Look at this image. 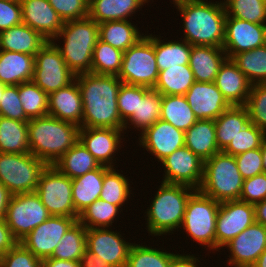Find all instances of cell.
Returning a JSON list of instances; mask_svg holds the SVG:
<instances>
[{
  "mask_svg": "<svg viewBox=\"0 0 266 267\" xmlns=\"http://www.w3.org/2000/svg\"><path fill=\"white\" fill-rule=\"evenodd\" d=\"M75 79L82 96L81 127L124 129L117 106V94L123 83L118 76L84 73Z\"/></svg>",
  "mask_w": 266,
  "mask_h": 267,
  "instance_id": "1",
  "label": "cell"
},
{
  "mask_svg": "<svg viewBox=\"0 0 266 267\" xmlns=\"http://www.w3.org/2000/svg\"><path fill=\"white\" fill-rule=\"evenodd\" d=\"M173 7L183 19V40L192 46L223 47L226 21L223 0H185Z\"/></svg>",
  "mask_w": 266,
  "mask_h": 267,
  "instance_id": "2",
  "label": "cell"
},
{
  "mask_svg": "<svg viewBox=\"0 0 266 267\" xmlns=\"http://www.w3.org/2000/svg\"><path fill=\"white\" fill-rule=\"evenodd\" d=\"M80 126L51 115L28 121L29 149L46 165L56 161L79 141Z\"/></svg>",
  "mask_w": 266,
  "mask_h": 267,
  "instance_id": "3",
  "label": "cell"
},
{
  "mask_svg": "<svg viewBox=\"0 0 266 267\" xmlns=\"http://www.w3.org/2000/svg\"><path fill=\"white\" fill-rule=\"evenodd\" d=\"M154 198L146 211L145 229L149 236L171 235L179 231L185 214V208L190 195L196 190L183 184L163 183L158 187Z\"/></svg>",
  "mask_w": 266,
  "mask_h": 267,
  "instance_id": "4",
  "label": "cell"
},
{
  "mask_svg": "<svg viewBox=\"0 0 266 267\" xmlns=\"http://www.w3.org/2000/svg\"><path fill=\"white\" fill-rule=\"evenodd\" d=\"M98 39L99 25L88 16L64 22L52 42L59 49L67 67L75 75H79L91 73L93 49ZM57 41L62 42V45Z\"/></svg>",
  "mask_w": 266,
  "mask_h": 267,
  "instance_id": "5",
  "label": "cell"
},
{
  "mask_svg": "<svg viewBox=\"0 0 266 267\" xmlns=\"http://www.w3.org/2000/svg\"><path fill=\"white\" fill-rule=\"evenodd\" d=\"M243 182L235 157L219 151L204 161L198 190L219 203L239 200Z\"/></svg>",
  "mask_w": 266,
  "mask_h": 267,
  "instance_id": "6",
  "label": "cell"
},
{
  "mask_svg": "<svg viewBox=\"0 0 266 267\" xmlns=\"http://www.w3.org/2000/svg\"><path fill=\"white\" fill-rule=\"evenodd\" d=\"M220 203L196 189L189 197L180 227L189 239L213 253L216 250V216Z\"/></svg>",
  "mask_w": 266,
  "mask_h": 267,
  "instance_id": "7",
  "label": "cell"
},
{
  "mask_svg": "<svg viewBox=\"0 0 266 267\" xmlns=\"http://www.w3.org/2000/svg\"><path fill=\"white\" fill-rule=\"evenodd\" d=\"M153 34H145L136 44L123 53L122 67L118 78L128 85L153 89L158 79Z\"/></svg>",
  "mask_w": 266,
  "mask_h": 267,
  "instance_id": "8",
  "label": "cell"
},
{
  "mask_svg": "<svg viewBox=\"0 0 266 267\" xmlns=\"http://www.w3.org/2000/svg\"><path fill=\"white\" fill-rule=\"evenodd\" d=\"M47 165L32 153H0V183L13 195L35 192Z\"/></svg>",
  "mask_w": 266,
  "mask_h": 267,
  "instance_id": "9",
  "label": "cell"
},
{
  "mask_svg": "<svg viewBox=\"0 0 266 267\" xmlns=\"http://www.w3.org/2000/svg\"><path fill=\"white\" fill-rule=\"evenodd\" d=\"M35 192L51 216L79 218L72 201V179L55 166L43 169Z\"/></svg>",
  "mask_w": 266,
  "mask_h": 267,
  "instance_id": "10",
  "label": "cell"
},
{
  "mask_svg": "<svg viewBox=\"0 0 266 267\" xmlns=\"http://www.w3.org/2000/svg\"><path fill=\"white\" fill-rule=\"evenodd\" d=\"M75 77L52 41H47L34 56L32 81L48 95L68 86Z\"/></svg>",
  "mask_w": 266,
  "mask_h": 267,
  "instance_id": "11",
  "label": "cell"
},
{
  "mask_svg": "<svg viewBox=\"0 0 266 267\" xmlns=\"http://www.w3.org/2000/svg\"><path fill=\"white\" fill-rule=\"evenodd\" d=\"M50 216L36 192L20 193L12 195L5 221L14 238L20 242Z\"/></svg>",
  "mask_w": 266,
  "mask_h": 267,
  "instance_id": "12",
  "label": "cell"
},
{
  "mask_svg": "<svg viewBox=\"0 0 266 267\" xmlns=\"http://www.w3.org/2000/svg\"><path fill=\"white\" fill-rule=\"evenodd\" d=\"M255 222V207L240 200L220 203L216 216V251Z\"/></svg>",
  "mask_w": 266,
  "mask_h": 267,
  "instance_id": "13",
  "label": "cell"
},
{
  "mask_svg": "<svg viewBox=\"0 0 266 267\" xmlns=\"http://www.w3.org/2000/svg\"><path fill=\"white\" fill-rule=\"evenodd\" d=\"M164 168L161 182L183 184L195 189L201 185L204 161L185 145L175 150L160 162Z\"/></svg>",
  "mask_w": 266,
  "mask_h": 267,
  "instance_id": "14",
  "label": "cell"
},
{
  "mask_svg": "<svg viewBox=\"0 0 266 267\" xmlns=\"http://www.w3.org/2000/svg\"><path fill=\"white\" fill-rule=\"evenodd\" d=\"M121 231L112 228H90L86 232V250L113 267H126L133 243L128 242Z\"/></svg>",
  "mask_w": 266,
  "mask_h": 267,
  "instance_id": "15",
  "label": "cell"
},
{
  "mask_svg": "<svg viewBox=\"0 0 266 267\" xmlns=\"http://www.w3.org/2000/svg\"><path fill=\"white\" fill-rule=\"evenodd\" d=\"M76 221L78 218L50 216L25 236L20 243L37 258L42 260L49 258L63 235Z\"/></svg>",
  "mask_w": 266,
  "mask_h": 267,
  "instance_id": "16",
  "label": "cell"
},
{
  "mask_svg": "<svg viewBox=\"0 0 266 267\" xmlns=\"http://www.w3.org/2000/svg\"><path fill=\"white\" fill-rule=\"evenodd\" d=\"M224 247L230 251L228 267H252L266 249V227L254 222Z\"/></svg>",
  "mask_w": 266,
  "mask_h": 267,
  "instance_id": "17",
  "label": "cell"
},
{
  "mask_svg": "<svg viewBox=\"0 0 266 267\" xmlns=\"http://www.w3.org/2000/svg\"><path fill=\"white\" fill-rule=\"evenodd\" d=\"M124 135V129L81 127L79 141L100 165L114 167L118 158H115L116 152L123 148Z\"/></svg>",
  "mask_w": 266,
  "mask_h": 267,
  "instance_id": "18",
  "label": "cell"
},
{
  "mask_svg": "<svg viewBox=\"0 0 266 267\" xmlns=\"http://www.w3.org/2000/svg\"><path fill=\"white\" fill-rule=\"evenodd\" d=\"M266 44V25L226 16L223 49L229 59L235 54Z\"/></svg>",
  "mask_w": 266,
  "mask_h": 267,
  "instance_id": "19",
  "label": "cell"
},
{
  "mask_svg": "<svg viewBox=\"0 0 266 267\" xmlns=\"http://www.w3.org/2000/svg\"><path fill=\"white\" fill-rule=\"evenodd\" d=\"M138 136V146L157 158L158 163L185 145V132L159 119Z\"/></svg>",
  "mask_w": 266,
  "mask_h": 267,
  "instance_id": "20",
  "label": "cell"
},
{
  "mask_svg": "<svg viewBox=\"0 0 266 267\" xmlns=\"http://www.w3.org/2000/svg\"><path fill=\"white\" fill-rule=\"evenodd\" d=\"M184 96L198 120H215L231 106L214 82H195Z\"/></svg>",
  "mask_w": 266,
  "mask_h": 267,
  "instance_id": "21",
  "label": "cell"
},
{
  "mask_svg": "<svg viewBox=\"0 0 266 267\" xmlns=\"http://www.w3.org/2000/svg\"><path fill=\"white\" fill-rule=\"evenodd\" d=\"M23 23L52 41L63 27V20L48 0H21Z\"/></svg>",
  "mask_w": 266,
  "mask_h": 267,
  "instance_id": "22",
  "label": "cell"
},
{
  "mask_svg": "<svg viewBox=\"0 0 266 267\" xmlns=\"http://www.w3.org/2000/svg\"><path fill=\"white\" fill-rule=\"evenodd\" d=\"M48 115L81 127L83 104L76 79L68 86L48 95Z\"/></svg>",
  "mask_w": 266,
  "mask_h": 267,
  "instance_id": "23",
  "label": "cell"
},
{
  "mask_svg": "<svg viewBox=\"0 0 266 267\" xmlns=\"http://www.w3.org/2000/svg\"><path fill=\"white\" fill-rule=\"evenodd\" d=\"M214 83L231 106L247 103L252 84L231 59L223 62Z\"/></svg>",
  "mask_w": 266,
  "mask_h": 267,
  "instance_id": "24",
  "label": "cell"
},
{
  "mask_svg": "<svg viewBox=\"0 0 266 267\" xmlns=\"http://www.w3.org/2000/svg\"><path fill=\"white\" fill-rule=\"evenodd\" d=\"M227 58L221 47L193 45L189 67L195 82H214L221 65Z\"/></svg>",
  "mask_w": 266,
  "mask_h": 267,
  "instance_id": "25",
  "label": "cell"
},
{
  "mask_svg": "<svg viewBox=\"0 0 266 267\" xmlns=\"http://www.w3.org/2000/svg\"><path fill=\"white\" fill-rule=\"evenodd\" d=\"M46 42L39 32L24 23L0 32V50L35 56Z\"/></svg>",
  "mask_w": 266,
  "mask_h": 267,
  "instance_id": "26",
  "label": "cell"
},
{
  "mask_svg": "<svg viewBox=\"0 0 266 267\" xmlns=\"http://www.w3.org/2000/svg\"><path fill=\"white\" fill-rule=\"evenodd\" d=\"M34 74V56L0 50V82L19 85L31 81Z\"/></svg>",
  "mask_w": 266,
  "mask_h": 267,
  "instance_id": "27",
  "label": "cell"
},
{
  "mask_svg": "<svg viewBox=\"0 0 266 267\" xmlns=\"http://www.w3.org/2000/svg\"><path fill=\"white\" fill-rule=\"evenodd\" d=\"M109 168L101 165L98 169L91 170L83 176L72 179V201L78 215L100 198L104 173Z\"/></svg>",
  "mask_w": 266,
  "mask_h": 267,
  "instance_id": "28",
  "label": "cell"
},
{
  "mask_svg": "<svg viewBox=\"0 0 266 267\" xmlns=\"http://www.w3.org/2000/svg\"><path fill=\"white\" fill-rule=\"evenodd\" d=\"M144 5L146 0H91L89 17L98 24L105 21L132 20V16Z\"/></svg>",
  "mask_w": 266,
  "mask_h": 267,
  "instance_id": "29",
  "label": "cell"
},
{
  "mask_svg": "<svg viewBox=\"0 0 266 267\" xmlns=\"http://www.w3.org/2000/svg\"><path fill=\"white\" fill-rule=\"evenodd\" d=\"M185 146L203 161L218 153L214 120H197L185 132Z\"/></svg>",
  "mask_w": 266,
  "mask_h": 267,
  "instance_id": "30",
  "label": "cell"
},
{
  "mask_svg": "<svg viewBox=\"0 0 266 267\" xmlns=\"http://www.w3.org/2000/svg\"><path fill=\"white\" fill-rule=\"evenodd\" d=\"M132 20L105 21L99 25V39L120 51L136 44L145 33Z\"/></svg>",
  "mask_w": 266,
  "mask_h": 267,
  "instance_id": "31",
  "label": "cell"
},
{
  "mask_svg": "<svg viewBox=\"0 0 266 267\" xmlns=\"http://www.w3.org/2000/svg\"><path fill=\"white\" fill-rule=\"evenodd\" d=\"M214 122L217 146L220 151H223L235 136L250 123V118L245 105H232Z\"/></svg>",
  "mask_w": 266,
  "mask_h": 267,
  "instance_id": "32",
  "label": "cell"
},
{
  "mask_svg": "<svg viewBox=\"0 0 266 267\" xmlns=\"http://www.w3.org/2000/svg\"><path fill=\"white\" fill-rule=\"evenodd\" d=\"M163 94L150 89L143 97H138L137 110L124 123V131L127 129L138 130L142 134L160 119ZM133 126V127H132ZM132 127V128H131Z\"/></svg>",
  "mask_w": 266,
  "mask_h": 267,
  "instance_id": "33",
  "label": "cell"
},
{
  "mask_svg": "<svg viewBox=\"0 0 266 267\" xmlns=\"http://www.w3.org/2000/svg\"><path fill=\"white\" fill-rule=\"evenodd\" d=\"M0 153H30L28 121H19L0 116Z\"/></svg>",
  "mask_w": 266,
  "mask_h": 267,
  "instance_id": "34",
  "label": "cell"
},
{
  "mask_svg": "<svg viewBox=\"0 0 266 267\" xmlns=\"http://www.w3.org/2000/svg\"><path fill=\"white\" fill-rule=\"evenodd\" d=\"M160 38L163 37L153 35L154 52L159 71L180 64L189 65L192 45L182 40V38L177 39V41L168 40L167 42Z\"/></svg>",
  "mask_w": 266,
  "mask_h": 267,
  "instance_id": "35",
  "label": "cell"
},
{
  "mask_svg": "<svg viewBox=\"0 0 266 267\" xmlns=\"http://www.w3.org/2000/svg\"><path fill=\"white\" fill-rule=\"evenodd\" d=\"M53 166L67 177L75 179L91 170L98 169L101 165L81 142L78 141Z\"/></svg>",
  "mask_w": 266,
  "mask_h": 267,
  "instance_id": "36",
  "label": "cell"
},
{
  "mask_svg": "<svg viewBox=\"0 0 266 267\" xmlns=\"http://www.w3.org/2000/svg\"><path fill=\"white\" fill-rule=\"evenodd\" d=\"M160 119L183 132L198 120L184 95H163Z\"/></svg>",
  "mask_w": 266,
  "mask_h": 267,
  "instance_id": "37",
  "label": "cell"
},
{
  "mask_svg": "<svg viewBox=\"0 0 266 267\" xmlns=\"http://www.w3.org/2000/svg\"><path fill=\"white\" fill-rule=\"evenodd\" d=\"M194 83V75L189 65L180 64L159 71L153 89L163 95H185Z\"/></svg>",
  "mask_w": 266,
  "mask_h": 267,
  "instance_id": "38",
  "label": "cell"
},
{
  "mask_svg": "<svg viewBox=\"0 0 266 267\" xmlns=\"http://www.w3.org/2000/svg\"><path fill=\"white\" fill-rule=\"evenodd\" d=\"M86 232L87 228L76 221L63 235L49 258L80 261L86 251Z\"/></svg>",
  "mask_w": 266,
  "mask_h": 267,
  "instance_id": "39",
  "label": "cell"
},
{
  "mask_svg": "<svg viewBox=\"0 0 266 267\" xmlns=\"http://www.w3.org/2000/svg\"><path fill=\"white\" fill-rule=\"evenodd\" d=\"M129 180L130 179H128L126 176L119 173L118 169L115 167H110L104 173L102 191L99 199L110 204L117 205L123 210L122 207L126 204L128 205V201L131 199L130 197L133 196L131 193L132 190H130L133 187L130 186L132 184H130L131 181Z\"/></svg>",
  "mask_w": 266,
  "mask_h": 267,
  "instance_id": "40",
  "label": "cell"
},
{
  "mask_svg": "<svg viewBox=\"0 0 266 267\" xmlns=\"http://www.w3.org/2000/svg\"><path fill=\"white\" fill-rule=\"evenodd\" d=\"M231 60L253 84L266 83V44L235 54Z\"/></svg>",
  "mask_w": 266,
  "mask_h": 267,
  "instance_id": "41",
  "label": "cell"
},
{
  "mask_svg": "<svg viewBox=\"0 0 266 267\" xmlns=\"http://www.w3.org/2000/svg\"><path fill=\"white\" fill-rule=\"evenodd\" d=\"M121 211L123 212L119 206L97 199L79 214L78 221L87 229L111 226L115 229L112 224L119 219Z\"/></svg>",
  "mask_w": 266,
  "mask_h": 267,
  "instance_id": "42",
  "label": "cell"
},
{
  "mask_svg": "<svg viewBox=\"0 0 266 267\" xmlns=\"http://www.w3.org/2000/svg\"><path fill=\"white\" fill-rule=\"evenodd\" d=\"M123 53L98 39L93 49L91 73L118 76L122 67Z\"/></svg>",
  "mask_w": 266,
  "mask_h": 267,
  "instance_id": "43",
  "label": "cell"
},
{
  "mask_svg": "<svg viewBox=\"0 0 266 267\" xmlns=\"http://www.w3.org/2000/svg\"><path fill=\"white\" fill-rule=\"evenodd\" d=\"M164 250L163 247L162 249L148 247L145 242L144 245L134 242L128 254L126 267H169L175 253Z\"/></svg>",
  "mask_w": 266,
  "mask_h": 267,
  "instance_id": "44",
  "label": "cell"
},
{
  "mask_svg": "<svg viewBox=\"0 0 266 267\" xmlns=\"http://www.w3.org/2000/svg\"><path fill=\"white\" fill-rule=\"evenodd\" d=\"M18 94L23 111L29 119L48 115V94L32 80L19 84Z\"/></svg>",
  "mask_w": 266,
  "mask_h": 267,
  "instance_id": "45",
  "label": "cell"
},
{
  "mask_svg": "<svg viewBox=\"0 0 266 267\" xmlns=\"http://www.w3.org/2000/svg\"><path fill=\"white\" fill-rule=\"evenodd\" d=\"M226 16L266 25V0H223Z\"/></svg>",
  "mask_w": 266,
  "mask_h": 267,
  "instance_id": "46",
  "label": "cell"
},
{
  "mask_svg": "<svg viewBox=\"0 0 266 267\" xmlns=\"http://www.w3.org/2000/svg\"><path fill=\"white\" fill-rule=\"evenodd\" d=\"M265 137L266 132L250 122L235 136L223 152L236 156L252 149L261 148Z\"/></svg>",
  "mask_w": 266,
  "mask_h": 267,
  "instance_id": "47",
  "label": "cell"
},
{
  "mask_svg": "<svg viewBox=\"0 0 266 267\" xmlns=\"http://www.w3.org/2000/svg\"><path fill=\"white\" fill-rule=\"evenodd\" d=\"M245 107L250 122L266 132V83L253 84Z\"/></svg>",
  "mask_w": 266,
  "mask_h": 267,
  "instance_id": "48",
  "label": "cell"
},
{
  "mask_svg": "<svg viewBox=\"0 0 266 267\" xmlns=\"http://www.w3.org/2000/svg\"><path fill=\"white\" fill-rule=\"evenodd\" d=\"M150 88L122 83L117 94V106L124 123L137 110L138 97H143Z\"/></svg>",
  "mask_w": 266,
  "mask_h": 267,
  "instance_id": "49",
  "label": "cell"
},
{
  "mask_svg": "<svg viewBox=\"0 0 266 267\" xmlns=\"http://www.w3.org/2000/svg\"><path fill=\"white\" fill-rule=\"evenodd\" d=\"M0 116L19 121H29L18 94V85H6L0 98Z\"/></svg>",
  "mask_w": 266,
  "mask_h": 267,
  "instance_id": "50",
  "label": "cell"
},
{
  "mask_svg": "<svg viewBox=\"0 0 266 267\" xmlns=\"http://www.w3.org/2000/svg\"><path fill=\"white\" fill-rule=\"evenodd\" d=\"M42 261L18 242L0 257V267H42Z\"/></svg>",
  "mask_w": 266,
  "mask_h": 267,
  "instance_id": "51",
  "label": "cell"
},
{
  "mask_svg": "<svg viewBox=\"0 0 266 267\" xmlns=\"http://www.w3.org/2000/svg\"><path fill=\"white\" fill-rule=\"evenodd\" d=\"M63 22L79 20L89 16L88 0H48Z\"/></svg>",
  "mask_w": 266,
  "mask_h": 267,
  "instance_id": "52",
  "label": "cell"
},
{
  "mask_svg": "<svg viewBox=\"0 0 266 267\" xmlns=\"http://www.w3.org/2000/svg\"><path fill=\"white\" fill-rule=\"evenodd\" d=\"M234 157L244 180L264 173L261 148L252 149Z\"/></svg>",
  "mask_w": 266,
  "mask_h": 267,
  "instance_id": "53",
  "label": "cell"
},
{
  "mask_svg": "<svg viewBox=\"0 0 266 267\" xmlns=\"http://www.w3.org/2000/svg\"><path fill=\"white\" fill-rule=\"evenodd\" d=\"M266 199V173L245 179L239 200L255 205Z\"/></svg>",
  "mask_w": 266,
  "mask_h": 267,
  "instance_id": "54",
  "label": "cell"
},
{
  "mask_svg": "<svg viewBox=\"0 0 266 267\" xmlns=\"http://www.w3.org/2000/svg\"><path fill=\"white\" fill-rule=\"evenodd\" d=\"M23 23L20 2L0 0V32Z\"/></svg>",
  "mask_w": 266,
  "mask_h": 267,
  "instance_id": "55",
  "label": "cell"
},
{
  "mask_svg": "<svg viewBox=\"0 0 266 267\" xmlns=\"http://www.w3.org/2000/svg\"><path fill=\"white\" fill-rule=\"evenodd\" d=\"M17 243L18 241L12 235L5 219H0V257L6 254Z\"/></svg>",
  "mask_w": 266,
  "mask_h": 267,
  "instance_id": "56",
  "label": "cell"
},
{
  "mask_svg": "<svg viewBox=\"0 0 266 267\" xmlns=\"http://www.w3.org/2000/svg\"><path fill=\"white\" fill-rule=\"evenodd\" d=\"M198 255L195 254H180V253H175L173 257L171 258L169 267H199L200 264L199 262V257H196ZM199 265V266H198Z\"/></svg>",
  "mask_w": 266,
  "mask_h": 267,
  "instance_id": "57",
  "label": "cell"
},
{
  "mask_svg": "<svg viewBox=\"0 0 266 267\" xmlns=\"http://www.w3.org/2000/svg\"><path fill=\"white\" fill-rule=\"evenodd\" d=\"M80 267H113L99 256L85 251L80 258Z\"/></svg>",
  "mask_w": 266,
  "mask_h": 267,
  "instance_id": "58",
  "label": "cell"
},
{
  "mask_svg": "<svg viewBox=\"0 0 266 267\" xmlns=\"http://www.w3.org/2000/svg\"><path fill=\"white\" fill-rule=\"evenodd\" d=\"M12 193L0 183V219H5Z\"/></svg>",
  "mask_w": 266,
  "mask_h": 267,
  "instance_id": "59",
  "label": "cell"
},
{
  "mask_svg": "<svg viewBox=\"0 0 266 267\" xmlns=\"http://www.w3.org/2000/svg\"><path fill=\"white\" fill-rule=\"evenodd\" d=\"M42 267H80V262L46 258L42 261Z\"/></svg>",
  "mask_w": 266,
  "mask_h": 267,
  "instance_id": "60",
  "label": "cell"
},
{
  "mask_svg": "<svg viewBox=\"0 0 266 267\" xmlns=\"http://www.w3.org/2000/svg\"><path fill=\"white\" fill-rule=\"evenodd\" d=\"M255 207V222L261 223L266 227V199L256 203Z\"/></svg>",
  "mask_w": 266,
  "mask_h": 267,
  "instance_id": "61",
  "label": "cell"
},
{
  "mask_svg": "<svg viewBox=\"0 0 266 267\" xmlns=\"http://www.w3.org/2000/svg\"><path fill=\"white\" fill-rule=\"evenodd\" d=\"M252 267H266V249Z\"/></svg>",
  "mask_w": 266,
  "mask_h": 267,
  "instance_id": "62",
  "label": "cell"
},
{
  "mask_svg": "<svg viewBox=\"0 0 266 267\" xmlns=\"http://www.w3.org/2000/svg\"><path fill=\"white\" fill-rule=\"evenodd\" d=\"M261 153L263 158V171L266 173V137L264 138V141L261 146Z\"/></svg>",
  "mask_w": 266,
  "mask_h": 267,
  "instance_id": "63",
  "label": "cell"
},
{
  "mask_svg": "<svg viewBox=\"0 0 266 267\" xmlns=\"http://www.w3.org/2000/svg\"><path fill=\"white\" fill-rule=\"evenodd\" d=\"M152 1V0H151ZM185 0H172V1H170V2H172L171 4H173V5H176V4H178V3H182V2H184ZM150 2V0H146V3H149Z\"/></svg>",
  "mask_w": 266,
  "mask_h": 267,
  "instance_id": "64",
  "label": "cell"
},
{
  "mask_svg": "<svg viewBox=\"0 0 266 267\" xmlns=\"http://www.w3.org/2000/svg\"><path fill=\"white\" fill-rule=\"evenodd\" d=\"M5 86H6V85H4V84H2V83L0 82V98H1V95L3 94V89H4Z\"/></svg>",
  "mask_w": 266,
  "mask_h": 267,
  "instance_id": "65",
  "label": "cell"
}]
</instances>
